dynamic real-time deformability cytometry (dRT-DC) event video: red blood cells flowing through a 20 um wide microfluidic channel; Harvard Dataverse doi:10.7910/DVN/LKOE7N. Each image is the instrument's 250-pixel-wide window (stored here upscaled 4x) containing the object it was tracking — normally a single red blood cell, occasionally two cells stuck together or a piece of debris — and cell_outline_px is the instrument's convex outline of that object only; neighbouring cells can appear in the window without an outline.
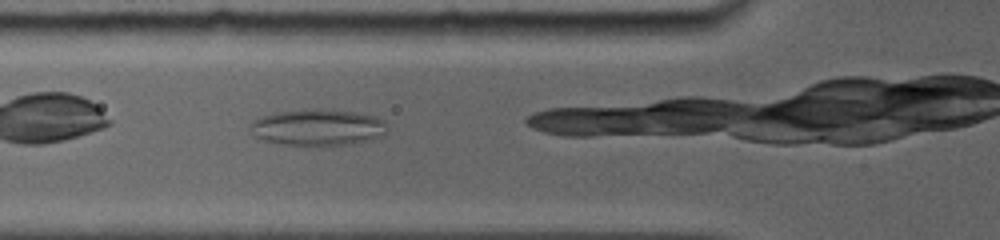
{"species": "common noctule bat (a hibernating species)", "species_latin": "Nyctalus noctula", "temperature_condition": "room temperature", "stored_images_in_passage": 25, "camera_frame_rate_fps": 5000, "um_per_image_px": 0.085, "animal": {"sex": "female", "body_mass_g": 19.0, "forearm_length_mm": 56.7}, "frame": {"image": 1, "passage_image": 4, "time_ms": 0.6, "image_size_px": [1000, 240], "cell_outline_px": [[388, 124], [384, 136], [352, 144], [320, 148], [284, 144], [264, 140], [256, 136], [248, 128], [248, 124], [252, 120], [260, 116], [276, 112], [308, 108], [316, 108], [356, 112], [376, 116], [384, 120]], "centroid_in_image_um": [27.02, 10.84], "position_along_channel_um": 98.8, "area_um2": 30.17}}
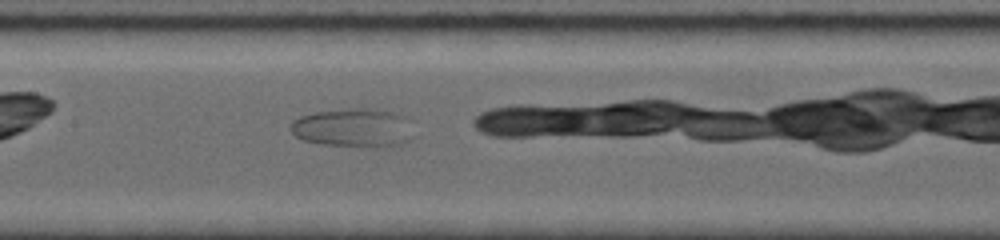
{"frame": {"image": 2, "passage_image": 16, "time_ms": 2.8, "image_size_px": [1000, 240], "cell_outline_px": [[416, 136], [400, 144], [388, 148], [372, 148], [320, 144], [304, 140], [296, 136], [288, 128], [292, 120], [300, 116], [312, 112], [352, 108], [380, 108], [400, 112], [416, 120]], "centroid_in_image_um": [30.21, 10.85], "position_along_channel_um": 177.2, "area_um2": 29.59}}
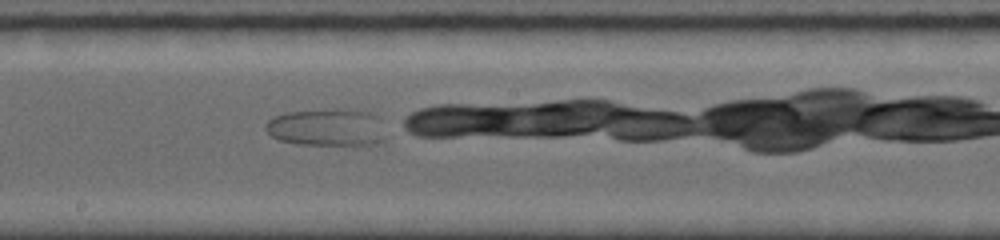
{"frame": {"image": 3, "passage_image": 23, "time_ms": 4.0, "image_size_px": [1000, 240], "cell_outline_px": [[384, 140], [380, 144], [300, 144], [280, 140], [272, 136], [264, 128], [264, 124], [268, 120], [276, 116], [288, 112], [332, 108], [340, 108], [368, 112], [376, 116]], "centroid_in_image_um": [27.73, 10.81], "position_along_channel_um": 220.5, "area_um2": 25.78}}